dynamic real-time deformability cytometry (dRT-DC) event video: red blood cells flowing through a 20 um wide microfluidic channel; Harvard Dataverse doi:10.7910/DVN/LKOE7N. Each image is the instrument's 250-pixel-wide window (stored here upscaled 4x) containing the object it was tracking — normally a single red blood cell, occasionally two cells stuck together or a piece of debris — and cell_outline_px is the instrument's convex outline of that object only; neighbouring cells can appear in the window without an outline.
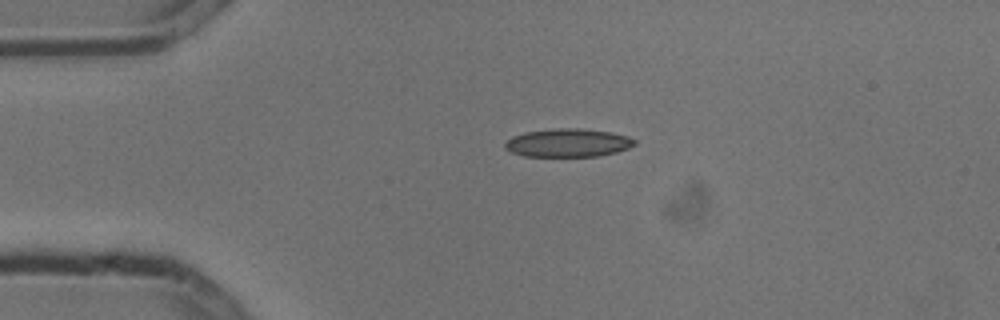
{"species": "common noctule bat (a hibernating species)", "species_latin": "Nyctalus noctula", "temperature_condition": "cold", "stored_images_in_passage": 2, "camera_frame_rate_fps": 3000, "um_per_image_px": 0.085, "animal": {"sex": "male", "body_mass_g": 13.3}, "frame": {"image": 1, "passage_image": 1, "time_ms": 0.0, "image_size_px": [1000, 320], "cell_outline_px": [[636, 144], [628, 148], [616, 152], [596, 156], [524, 156], [512, 152], [504, 148], [504, 144], [512, 136], [524, 132], [556, 128], [580, 128], [608, 132], [628, 136], [636, 140]], "centroid_in_image_um": [48.26, 12.13], "position_along_channel_um": 36.7, "area_um2": 21.27}}